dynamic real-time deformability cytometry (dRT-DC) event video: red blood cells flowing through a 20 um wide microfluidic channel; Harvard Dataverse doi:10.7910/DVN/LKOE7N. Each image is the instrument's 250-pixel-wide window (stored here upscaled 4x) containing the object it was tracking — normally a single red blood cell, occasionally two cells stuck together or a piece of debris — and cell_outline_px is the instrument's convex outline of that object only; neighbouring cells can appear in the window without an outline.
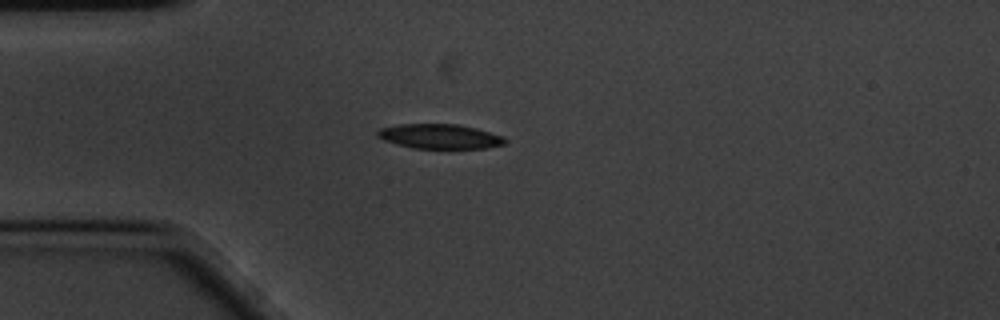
{"species": "common noctule bat (a hibernating species)", "species_latin": "Nyctalus noctula", "temperature_condition": "cold", "stored_images_in_passage": 44, "camera_frame_rate_fps": 3000, "um_per_image_px": 0.085, "animal": {"sex": "male", "body_mass_g": 20.1, "forearm_length_mm": 53.5}, "frame": {"image": 1, "passage_image": 1, "time_ms": 0.0, "image_size_px": [1000, 320], "cell_outline_px": [[508, 140], [504, 144], [488, 148], [412, 148], [384, 140], [376, 136], [376, 132], [380, 128], [396, 124], [460, 124], [476, 128], [504, 136]], "centroid_in_image_um": [37.39, 11.58], "position_along_channel_um": 47.6, "area_um2": 18.44}}
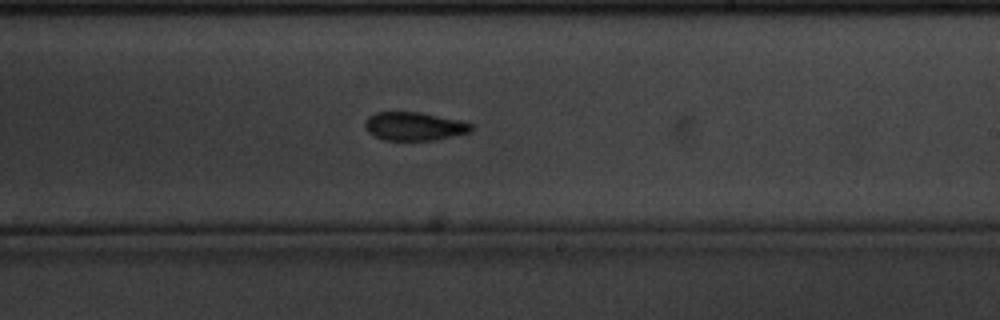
{"frame": {"image": 2, "passage_image": 20, "time_ms": 6.333, "image_size_px": [1000, 320], "cell_outline_px": [[472, 132], [432, 140], [384, 140], [372, 136], [364, 128], [364, 124], [368, 116], [376, 112], [420, 112], [460, 120], [472, 124]], "centroid_in_image_um": [35.18, 10.73], "position_along_channel_um": 253.8, "area_um2": 17.69}}
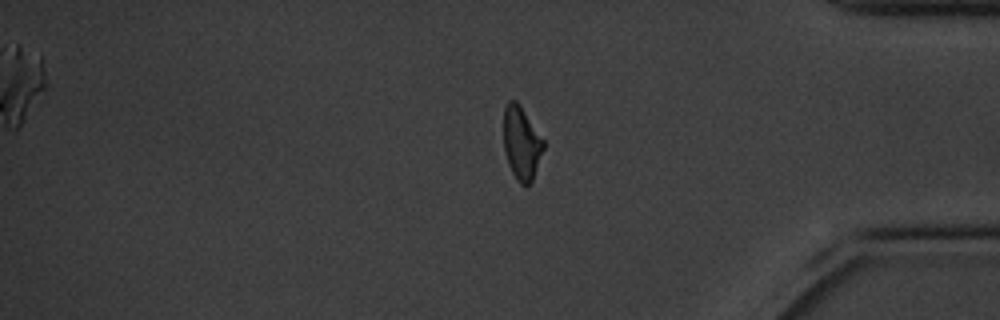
{"frame": {"image": 3, "passage_image": 34, "time_ms": 11.0, "image_size_px": [1000, 320], "cell_outline_px": [[544, 148], [532, 180], [528, 184], [520, 184], [516, 180], [508, 164], [504, 148], [504, 108], [508, 100], [516, 100], [544, 140]], "centroid_in_image_um": [44.31, 12.16], "position_along_channel_um": 390.9, "area_um2": 16.76}, "authors_computed_cell_mechanics": {"area_um2": 18.0914, "velocity_mm_per_s": 3.4465, "shape_relaxation_time_tau1_ms": 3.3072, "shape_relaxation_time_tau2_ms": 5.9262, "deformation_change_tau1": 0.1189, "deformation_change_tau2": 0.1303}}